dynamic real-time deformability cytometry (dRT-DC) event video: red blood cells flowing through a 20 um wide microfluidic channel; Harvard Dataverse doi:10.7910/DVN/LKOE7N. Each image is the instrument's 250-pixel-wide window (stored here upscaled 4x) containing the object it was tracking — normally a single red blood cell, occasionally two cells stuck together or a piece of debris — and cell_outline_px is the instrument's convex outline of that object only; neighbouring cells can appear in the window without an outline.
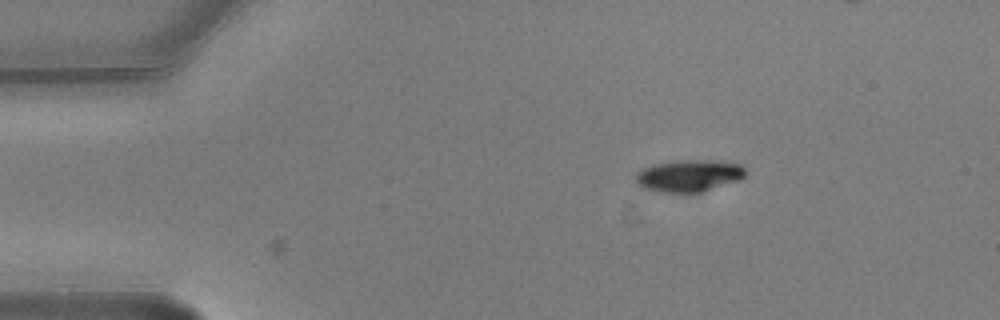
{"species": "common noctule bat (a hibernating species)", "species_latin": "Nyctalus noctula", "temperature_condition": "warm", "stored_images_in_passage": 3, "camera_frame_rate_fps": 3000, "um_per_image_px": 0.085, "animal": {"sex": "male", "body_mass_g": 20.5, "forearm_length_mm": 52.5}, "frame": {"image": 1, "passage_image": 1, "time_ms": 0.0, "image_size_px": [1000, 320], "cell_outline_px": [[748, 172], [740, 180], [700, 192], [660, 192], [644, 188], [636, 180], [636, 172], [652, 164], [676, 160], [724, 160], [744, 164]], "centroid_in_image_um": [58.64, 14.9], "position_along_channel_um": 26.4, "area_um2": 20.75}}